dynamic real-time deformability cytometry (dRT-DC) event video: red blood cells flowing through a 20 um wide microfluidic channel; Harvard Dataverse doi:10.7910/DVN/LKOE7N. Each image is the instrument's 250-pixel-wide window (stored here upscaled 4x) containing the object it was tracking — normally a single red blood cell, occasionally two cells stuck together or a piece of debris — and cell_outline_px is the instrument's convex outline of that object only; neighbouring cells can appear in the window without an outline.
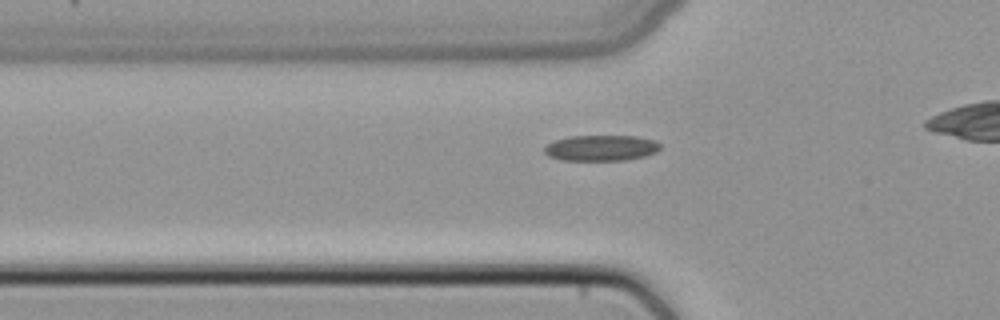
{"species": "common noctule bat (a hibernating species)", "species_latin": "Nyctalus noctula", "temperature_condition": "cold", "stored_images_in_passage": 33, "camera_frame_rate_fps": 3000, "um_per_image_px": 0.085, "animal": {"sex": "female", "body_mass_g": 22.7, "forearm_length_mm": 54.2}, "frame": {"image": 1, "passage_image": 9, "time_ms": 2.667, "image_size_px": [1000, 320], "cell_outline_px": [[660, 148], [656, 152], [644, 156], [624, 160], [560, 160], [548, 156], [544, 152], [544, 148], [548, 144], [556, 140], [572, 136], [636, 136], [656, 140], [660, 144]], "centroid_in_image_um": [51.1, 12.58], "position_along_channel_um": 74.7, "area_um2": 17.34}}
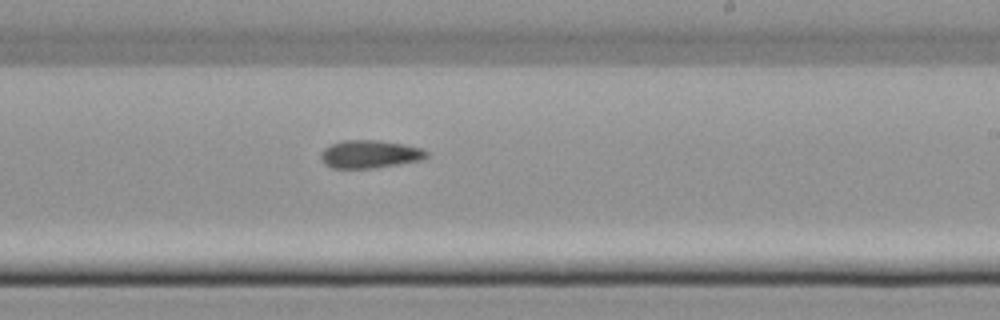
{"frame": {"image": 2, "passage_image": 22, "time_ms": 7.0, "image_size_px": [1000, 320], "cell_outline_px": [[428, 156], [420, 160], [400, 164], [376, 168], [332, 168], [324, 164], [320, 160], [320, 152], [324, 148], [332, 144], [344, 140], [380, 140], [404, 144], [420, 148], [428, 152]], "centroid_in_image_um": [31.4, 13.11], "position_along_channel_um": 257.6, "area_um2": 17.34}}
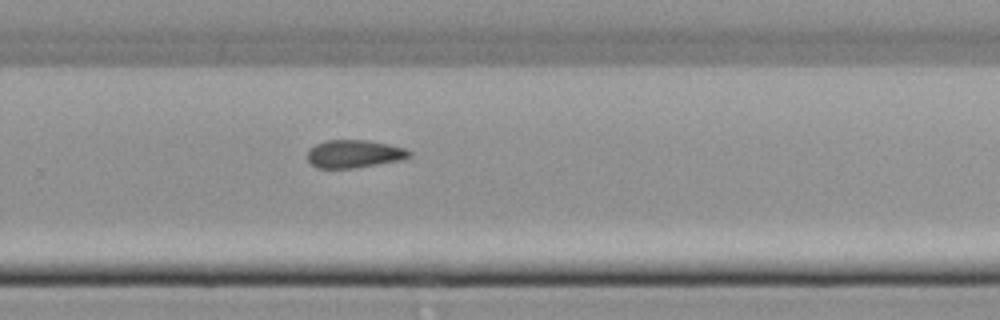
{"frame": {"image": 3, "passage_image": 25, "time_ms": 8.0, "image_size_px": [1000, 320], "cell_outline_px": [[412, 156], [404, 160], [356, 168], [316, 168], [308, 160], [308, 148], [324, 140], [368, 140], [388, 144], [404, 148], [412, 152]], "centroid_in_image_um": [30.13, 13.08], "position_along_channel_um": 299.7, "area_um2": 16.82}}